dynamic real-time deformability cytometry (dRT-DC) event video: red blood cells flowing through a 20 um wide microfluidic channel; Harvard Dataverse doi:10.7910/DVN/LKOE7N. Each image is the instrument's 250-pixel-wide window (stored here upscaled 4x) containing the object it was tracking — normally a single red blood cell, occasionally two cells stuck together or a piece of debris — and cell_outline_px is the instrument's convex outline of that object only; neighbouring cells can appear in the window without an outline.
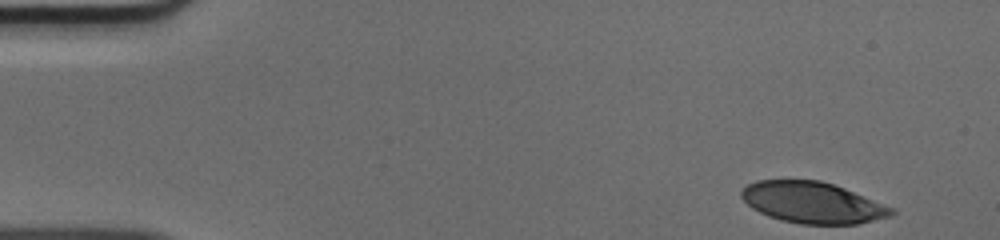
{"species": "human", "species_latin": "Homo sapiens", "temperature_condition": "cold", "stored_images_in_passage": 40, "camera_frame_rate_fps": 3000, "um_per_image_px": 0.085, "donor": {"sex": "male"}, "frame": {"image": 1, "passage_image": 1, "time_ms": 0.0, "image_size_px": [1000, 240], "cell_outline_px": [[896, 212], [892, 216], [856, 224], [800, 224], [780, 220], [768, 216], [752, 208], [740, 196], [740, 192], [748, 184], [756, 180], [820, 180], [844, 188], [896, 208]], "centroid_in_image_um": [69.09, 17.22], "position_along_channel_um": 15.9, "area_um2": 36.13}}
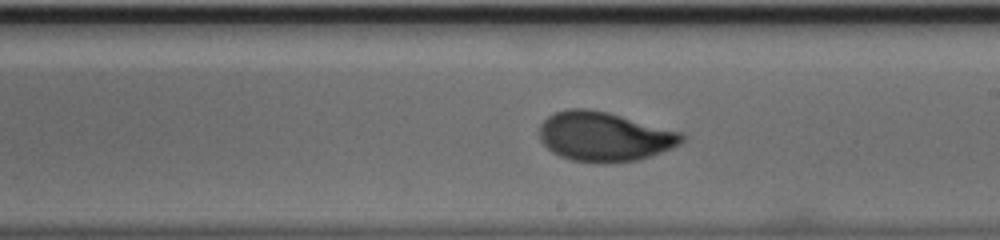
{"frame": {"image": 2, "passage_image": 26, "time_ms": 8.333, "image_size_px": [1000, 240], "cell_outline_px": [[688, 136], [680, 144], [672, 148], [652, 156], [636, 160], [604, 164], [592, 164], [572, 160], [560, 156], [552, 152], [540, 140], [540, 124], [548, 116], [556, 112], [568, 108], [588, 108], [608, 112], [684, 132]], "centroid_in_image_um": [51.41, 11.62], "position_along_channel_um": 237.6, "area_um2": 41.67}}
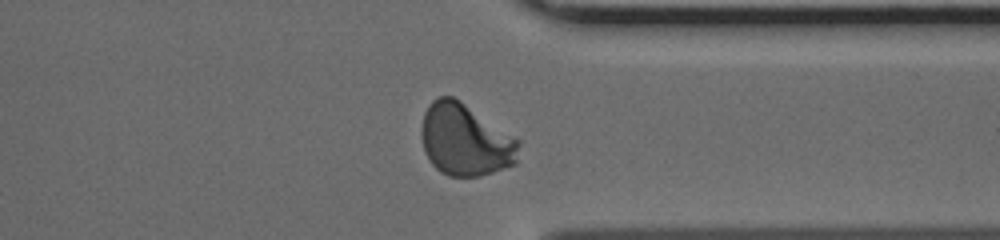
{"frame": {"image": 3, "passage_image": 36, "time_ms": 11.667, "image_size_px": [1000, 240], "cell_outline_px": [[520, 144], [516, 164], [480, 176], [448, 176], [440, 172], [432, 164], [424, 152], [420, 132], [420, 128], [424, 112], [428, 104], [436, 96], [452, 96], [460, 100], [520, 140]], "centroid_in_image_um": [39.52, 11.88], "position_along_channel_um": 371.9, "area_um2": 41.21}}